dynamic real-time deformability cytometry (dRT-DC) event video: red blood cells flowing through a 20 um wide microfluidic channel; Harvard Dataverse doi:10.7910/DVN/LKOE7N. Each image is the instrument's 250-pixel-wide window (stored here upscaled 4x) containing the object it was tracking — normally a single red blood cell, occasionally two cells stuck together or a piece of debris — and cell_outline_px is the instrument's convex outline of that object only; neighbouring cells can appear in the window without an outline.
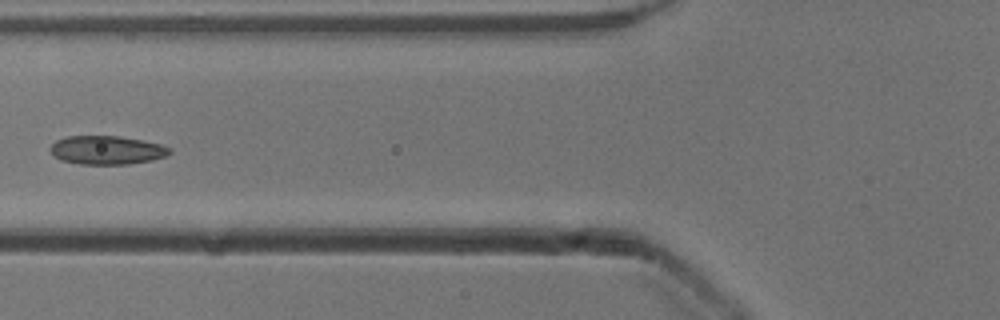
{"species": "common noctule bat (a hibernating species)", "species_latin": "Nyctalus noctula", "temperature_condition": "cold", "stored_images_in_passage": 6, "camera_frame_rate_fps": 3000, "um_per_image_px": 0.085, "animal": {"sex": "male", "body_mass_g": 13.3}, "frame": {"image": 1, "passage_image": 6, "time_ms": 1.667, "image_size_px": [1000, 320], "cell_outline_px": [[172, 152], [168, 156], [152, 160], [128, 164], [80, 164], [60, 160], [48, 148], [56, 140], [68, 136], [120, 136], [144, 140], [160, 144], [172, 148]], "centroid_in_image_um": [9.12, 12.75], "position_along_channel_um": 116.7, "area_um2": 20.06}}